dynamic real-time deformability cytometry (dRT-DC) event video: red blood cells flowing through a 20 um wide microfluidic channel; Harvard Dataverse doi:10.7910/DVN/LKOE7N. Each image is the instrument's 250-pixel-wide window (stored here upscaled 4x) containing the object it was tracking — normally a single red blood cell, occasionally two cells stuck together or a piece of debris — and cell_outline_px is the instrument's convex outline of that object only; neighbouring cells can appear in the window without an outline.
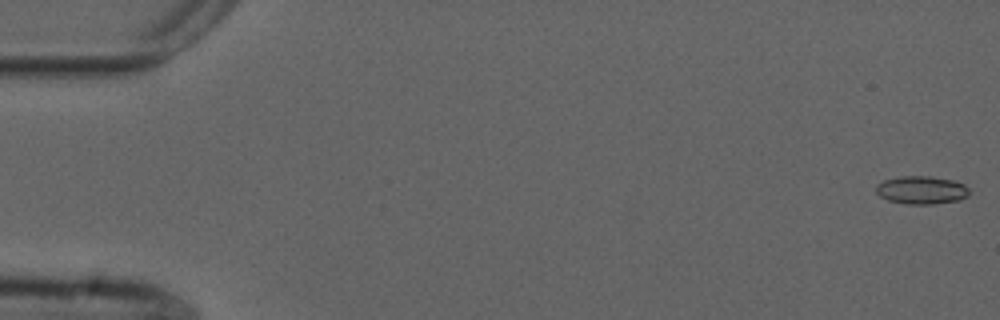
{"species": "common noctule bat (a hibernating species)", "species_latin": "Nyctalus noctula", "temperature_condition": "cold", "stored_images_in_passage": 55, "camera_frame_rate_fps": 3000, "um_per_image_px": 0.085, "animal": {"sex": "male", "forearm_length_mm": 52.5}, "frame": {"image": 1, "passage_image": 1, "time_ms": 0.0, "image_size_px": [1000, 320], "cell_outline_px": [[968, 196], [960, 200], [932, 204], [908, 204], [888, 200], [880, 196], [876, 192], [876, 184], [884, 180], [900, 176], [932, 176], [956, 180], [964, 184], [968, 188]], "centroid_in_image_um": [78.34, 16.14], "position_along_channel_um": 6.7, "area_um2": 15.37}}
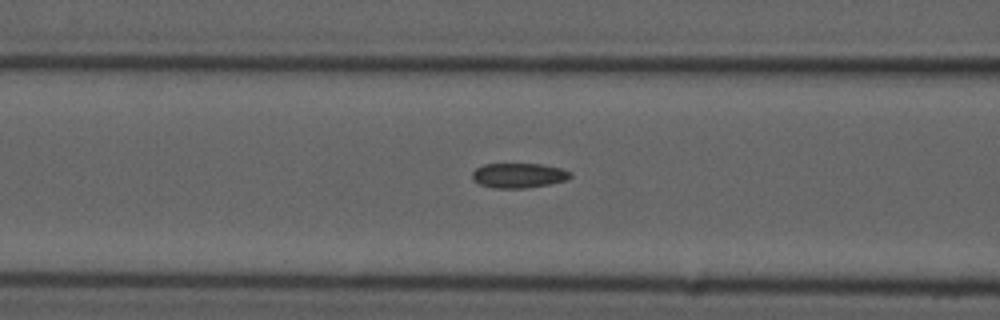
{"frame": {"image": 2, "passage_image": 22, "time_ms": 7.0, "image_size_px": [1000, 320], "cell_outline_px": [[572, 176], [568, 180], [528, 188], [492, 188], [480, 184], [472, 180], [472, 172], [476, 168], [484, 164], [544, 164], [560, 168], [572, 172]], "centroid_in_image_um": [44.09, 14.91], "position_along_channel_um": 122.5, "area_um2": 14.33}}
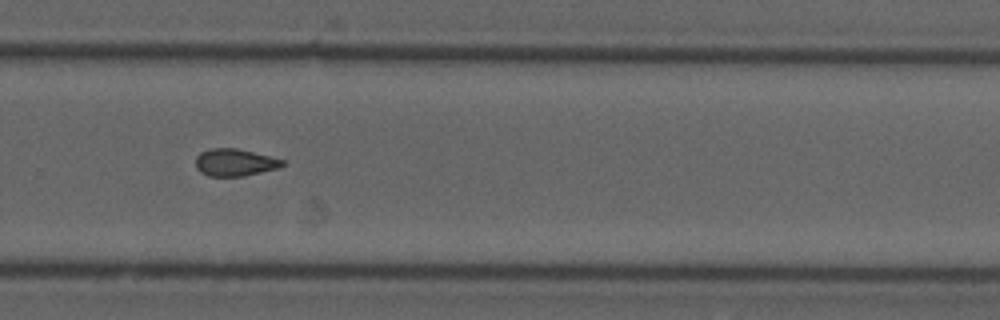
{"frame": {"image": 3, "passage_image": 37, "time_ms": 12.0, "image_size_px": [1000, 320], "cell_outline_px": [[288, 164], [280, 168], [244, 176], [208, 176], [200, 172], [196, 168], [196, 156], [200, 152], [212, 148], [236, 148], [284, 160]], "centroid_in_image_um": [19.98, 13.82], "position_along_channel_um": 309.8, "area_um2": 13.87}, "authors_computed_cell_mechanics": {"area_um2": 14.3344, "velocity_mm_per_s": 3.7581, "shape_relaxation_time_tau1_ms": null, "shape_relaxation_time_tau2_ms": 2.9881, "deformation_change_tau1": null, "deformation_change_tau2": 0.0712}}